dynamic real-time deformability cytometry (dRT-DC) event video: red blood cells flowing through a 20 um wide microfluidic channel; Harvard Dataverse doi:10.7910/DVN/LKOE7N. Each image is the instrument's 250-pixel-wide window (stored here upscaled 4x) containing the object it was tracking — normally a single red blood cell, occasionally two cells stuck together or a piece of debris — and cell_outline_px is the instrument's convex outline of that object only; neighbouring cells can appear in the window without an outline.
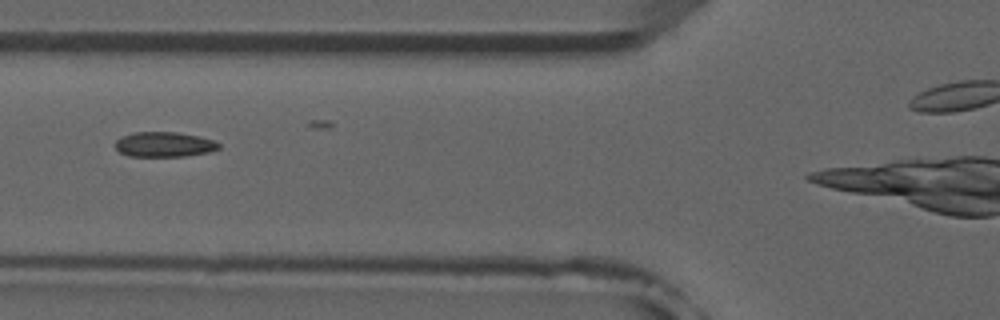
{"species": "common noctule bat (a hibernating species)", "species_latin": "Nyctalus noctula", "temperature_condition": "room temperature", "stored_images_in_passage": 7, "camera_frame_rate_fps": 3000, "um_per_image_px": 0.085, "animal": {"sex": "male", "forearm_length_mm": 52.5}, "frame": {"image": 1, "passage_image": 5, "time_ms": 5.667, "image_size_px": [1000, 320], "cell_outline_px": [[220, 148], [212, 152], [184, 156], [128, 156], [120, 152], [112, 144], [120, 136], [132, 132], [176, 132], [200, 136], [212, 140], [220, 144]], "centroid_in_image_um": [13.93, 12.27], "position_along_channel_um": 111.9, "area_um2": 15.32}}
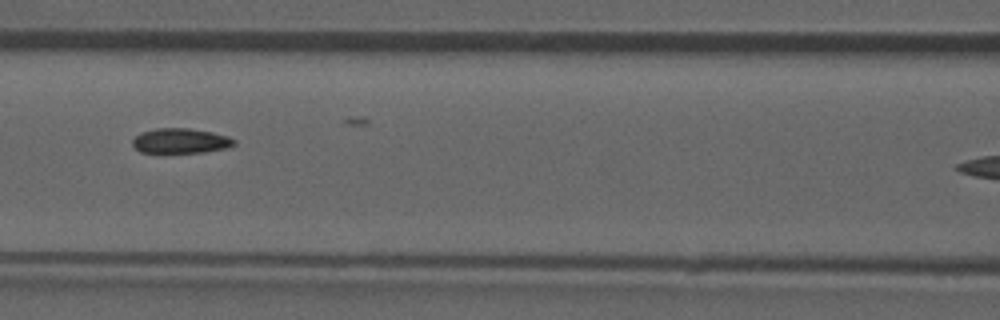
{"frame": {"image": 2, "passage_image": 6, "time_ms": 6.667, "image_size_px": [1000, 320], "cell_outline_px": [[236, 144], [228, 148], [204, 152], [140, 152], [132, 144], [132, 140], [140, 132], [156, 128], [188, 128], [212, 132], [228, 136], [236, 140]], "centroid_in_image_um": [15.37, 11.96], "position_along_channel_um": 151.2, "area_um2": 14.8}}